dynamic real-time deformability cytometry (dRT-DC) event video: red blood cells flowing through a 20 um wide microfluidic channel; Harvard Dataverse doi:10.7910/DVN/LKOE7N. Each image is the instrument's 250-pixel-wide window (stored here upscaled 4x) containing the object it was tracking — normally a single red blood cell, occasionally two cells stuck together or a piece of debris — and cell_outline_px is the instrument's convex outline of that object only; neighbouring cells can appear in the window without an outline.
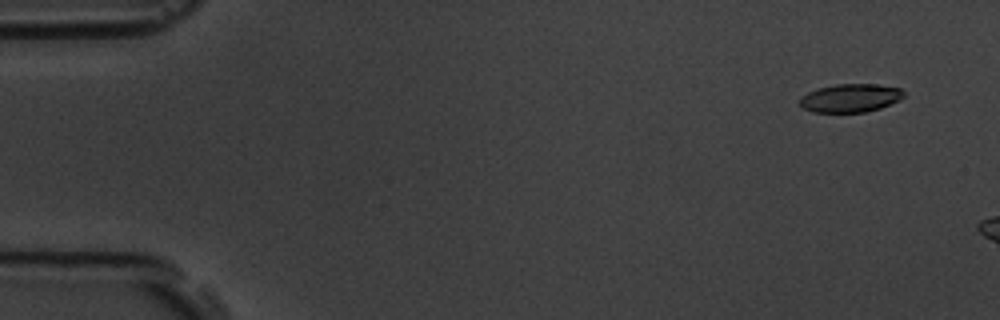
{"species": "common noctule bat (a hibernating species)", "species_latin": "Nyctalus noctula", "temperature_condition": "room temperature", "stored_images_in_passage": 3, "camera_frame_rate_fps": 3000, "um_per_image_px": 0.085, "animal": {"sex": "male", "body_mass_g": 19.5, "forearm_length_mm": 54.6}, "frame": {"image": 1, "passage_image": 1, "time_ms": 0.0, "image_size_px": [1000, 320], "cell_outline_px": [[904, 96], [900, 100], [880, 108], [864, 112], [812, 112], [804, 108], [800, 104], [800, 96], [816, 88], [836, 84], [876, 84], [900, 88], [904, 92]], "centroid_in_image_um": [72.27, 8.32], "position_along_channel_um": 12.7, "area_um2": 17.22}}